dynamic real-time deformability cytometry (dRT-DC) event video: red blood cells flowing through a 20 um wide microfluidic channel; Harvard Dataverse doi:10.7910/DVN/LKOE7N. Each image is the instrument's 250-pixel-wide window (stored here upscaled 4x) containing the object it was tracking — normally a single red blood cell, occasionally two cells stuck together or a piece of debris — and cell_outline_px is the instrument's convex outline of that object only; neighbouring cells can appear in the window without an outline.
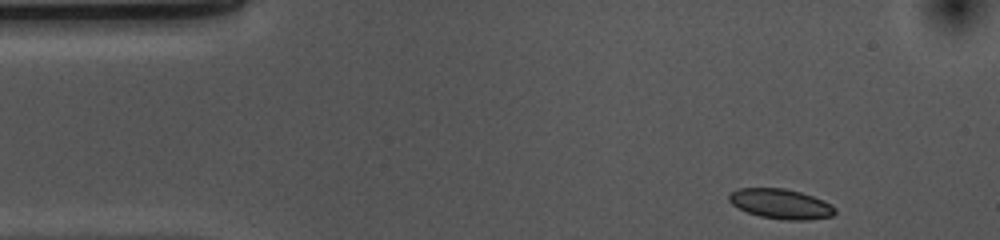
{"species": "common noctule bat (a hibernating species)", "species_latin": "Nyctalus noctula", "temperature_condition": "cold", "stored_images_in_passage": 40, "camera_frame_rate_fps": 3000, "um_per_image_px": 0.085, "animal": {"sex": "female", "body_mass_g": 10.0, "forearm_length_mm": 53.1}, "frame": {"image": 1, "passage_image": 1, "time_ms": 0.0, "image_size_px": [1000, 240], "cell_outline_px": [[836, 212], [832, 216], [808, 220], [784, 220], [760, 216], [748, 212], [732, 204], [728, 200], [728, 192], [740, 188], [784, 188], [800, 192], [824, 200], [832, 204], [836, 208]], "centroid_in_image_um": [66.38, 17.32], "position_along_channel_um": 18.6, "area_um2": 18.55}}
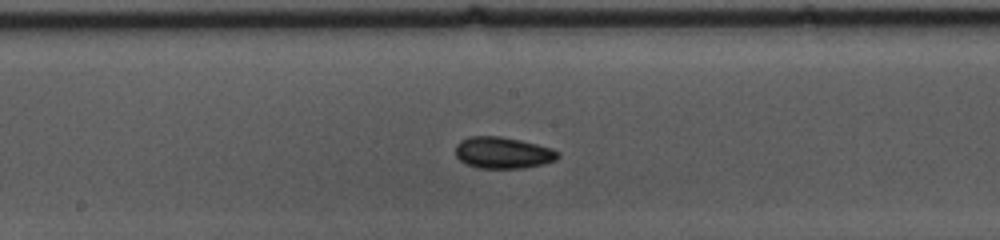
{"frame": {"image": 2, "passage_image": 22, "time_ms": 7.0, "image_size_px": [1000, 240], "cell_outline_px": [[560, 156], [556, 160], [544, 164], [524, 168], [480, 168], [468, 164], [460, 160], [456, 156], [456, 144], [460, 140], [468, 136], [500, 136], [520, 140], [552, 148], [560, 152]], "centroid_in_image_um": [42.76, 12.98], "position_along_channel_um": 205.4, "area_um2": 18.9}}
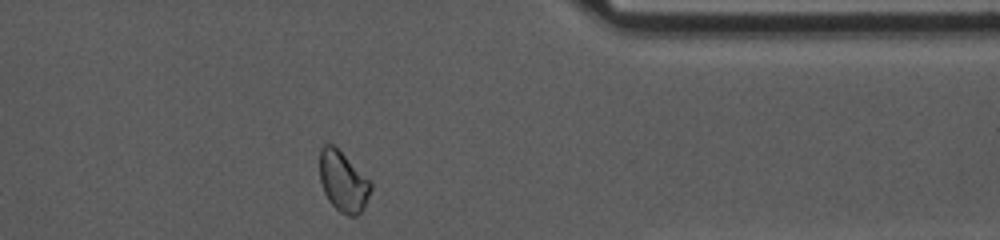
{"frame": {"image": 3, "passage_image": 38, "time_ms": 12.333, "image_size_px": [1000, 240], "cell_outline_px": [[372, 188], [364, 208], [356, 216], [348, 216], [340, 212], [328, 200], [324, 192], [320, 180], [320, 148], [324, 144], [332, 144], [372, 184]], "centroid_in_image_um": [29.14, 15.47], "position_along_channel_um": 382.3, "area_um2": 17.51}, "authors_computed_cell_mechanics": {"area_um2": 18.2648, "velocity_mm_per_s": 3.6427, "shape_relaxation_time_tau1_ms": 4.1833, "shape_relaxation_time_tau2_ms": 4.686, "deformation_change_tau1": 0.0763, "deformation_change_tau2": 0.0747}}